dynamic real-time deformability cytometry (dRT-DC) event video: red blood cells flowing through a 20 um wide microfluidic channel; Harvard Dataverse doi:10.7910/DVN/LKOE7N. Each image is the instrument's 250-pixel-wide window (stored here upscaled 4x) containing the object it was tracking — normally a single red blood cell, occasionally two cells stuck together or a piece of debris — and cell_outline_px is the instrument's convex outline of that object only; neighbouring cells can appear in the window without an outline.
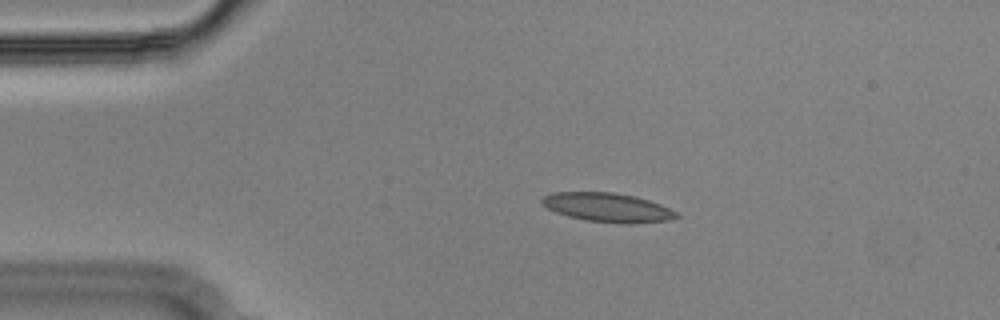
{"species": "Egyptian fruit bat (a non-hibernating species)", "species_latin": "Rousettus aegyptiacus", "temperature_condition": "cold", "stored_images_in_passage": 47, "camera_frame_rate_fps": 3000, "um_per_image_px": 0.085, "animal": {"sex": "male"}, "frame": {"image": 1, "passage_image": 10, "time_ms": 3.0, "image_size_px": [1000, 320], "cell_outline_px": [[680, 216], [668, 220], [632, 224], [624, 224], [584, 220], [568, 216], [556, 212], [548, 208], [540, 200], [544, 196], [556, 192], [612, 192], [636, 196], [660, 204], [676, 212]], "centroid_in_image_um": [51.66, 17.64], "position_along_channel_um": 33.3, "area_um2": 22.66}}
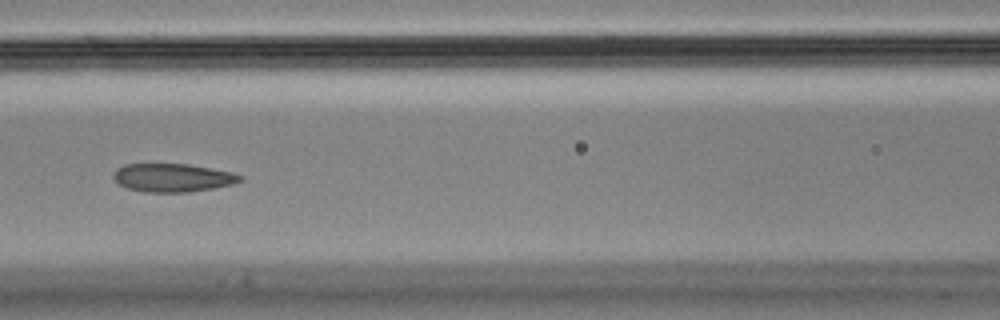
{"frame": {"image": 2, "passage_image": 23, "time_ms": 7.333, "image_size_px": [1000, 320], "cell_outline_px": [[244, 180], [232, 184], [212, 188], [188, 192], [144, 192], [128, 188], [120, 184], [112, 176], [112, 172], [116, 168], [124, 164], [188, 164], [232, 172], [244, 176]], "centroid_in_image_um": [14.67, 15.1], "position_along_channel_um": 151.9, "area_um2": 20.92}}
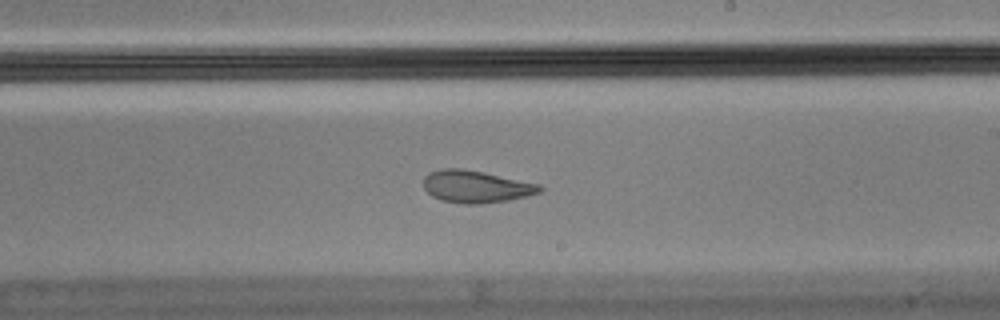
{"frame": {"image": 3, "passage_image": 31, "time_ms": 10.0, "image_size_px": [1000, 320], "cell_outline_px": [[544, 188], [540, 192], [508, 200], [484, 204], [464, 204], [440, 200], [432, 196], [424, 188], [424, 176], [428, 172], [440, 168], [460, 168], [484, 172], [540, 184]], "centroid_in_image_um": [40.43, 15.85], "position_along_channel_um": 248.6, "area_um2": 21.96}, "authors_computed_cell_mechanics": {"area_um2": 22.0796, "velocity_mm_per_s": 3.6329, "shape_relaxation_time_tau1_ms": null, "shape_relaxation_time_tau2_ms": 1.6877, "deformation_change_tau1": null, "deformation_change_tau2": 0.0672}}